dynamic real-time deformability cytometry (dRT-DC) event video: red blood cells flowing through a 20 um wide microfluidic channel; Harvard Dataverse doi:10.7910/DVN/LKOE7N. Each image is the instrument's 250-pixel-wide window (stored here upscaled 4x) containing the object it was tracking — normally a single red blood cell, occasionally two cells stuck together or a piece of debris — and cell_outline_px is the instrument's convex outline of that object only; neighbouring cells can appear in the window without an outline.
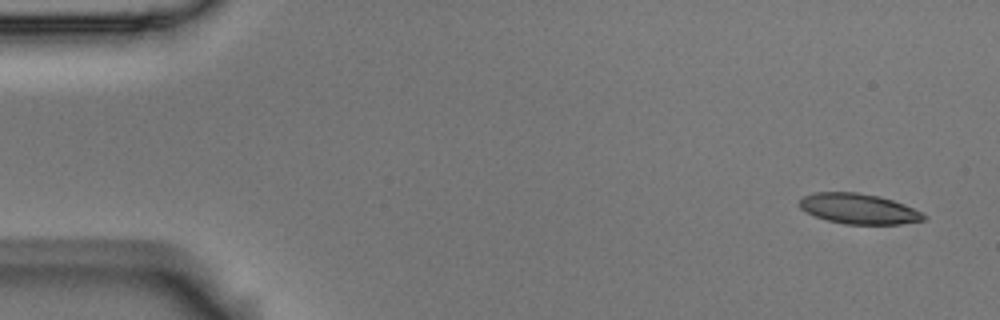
{"species": "Egyptian fruit bat (a non-hibernating species)", "species_latin": "Rousettus aegyptiacus", "temperature_condition": "room temperature", "stored_images_in_passage": 5, "camera_frame_rate_fps": 3000, "um_per_image_px": 0.085, "animal": {"sex": "male"}, "frame": {"image": 1, "passage_image": 1, "time_ms": 0.0, "image_size_px": [1000, 320], "cell_outline_px": [[928, 216], [924, 220], [900, 224], [844, 224], [828, 220], [816, 216], [800, 208], [800, 200], [804, 196], [812, 192], [856, 192], [880, 196], [892, 200], [912, 208]], "centroid_in_image_um": [72.99, 17.74], "position_along_channel_um": 12.0, "area_um2": 21.73}}